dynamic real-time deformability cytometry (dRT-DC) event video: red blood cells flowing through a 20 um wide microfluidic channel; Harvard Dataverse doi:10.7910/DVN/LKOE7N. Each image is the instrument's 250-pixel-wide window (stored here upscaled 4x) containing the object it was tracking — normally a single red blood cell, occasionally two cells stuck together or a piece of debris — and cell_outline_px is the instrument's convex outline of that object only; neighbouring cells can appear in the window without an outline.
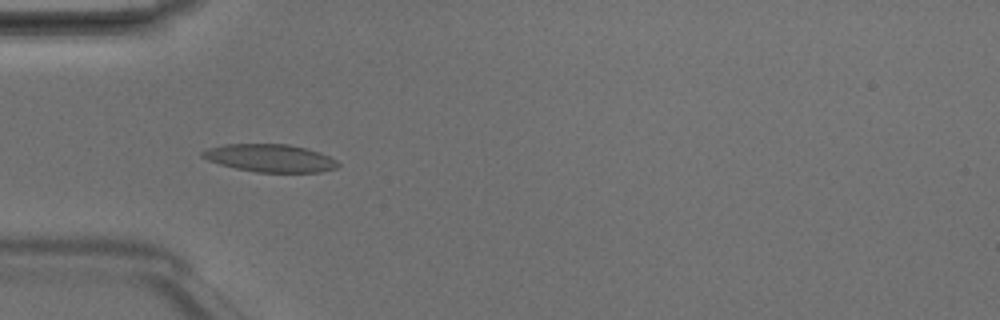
{"species": "Egyptian fruit bat (a non-hibernating species)", "species_latin": "Rousettus aegyptiacus", "temperature_condition": "room temperature", "stored_images_in_passage": 8, "camera_frame_rate_fps": 3000, "um_per_image_px": 0.085, "animal": {"sex": "male"}, "frame": {"image": 1, "passage_image": 4, "time_ms": 1.0, "image_size_px": [1000, 320], "cell_outline_px": [[340, 164], [336, 168], [320, 172], [256, 172], [236, 168], [220, 164], [208, 160], [200, 156], [200, 152], [208, 148], [224, 144], [288, 144], [320, 152], [336, 160]], "centroid_in_image_um": [22.94, 13.43], "position_along_channel_um": 62.1, "area_um2": 21.85}}
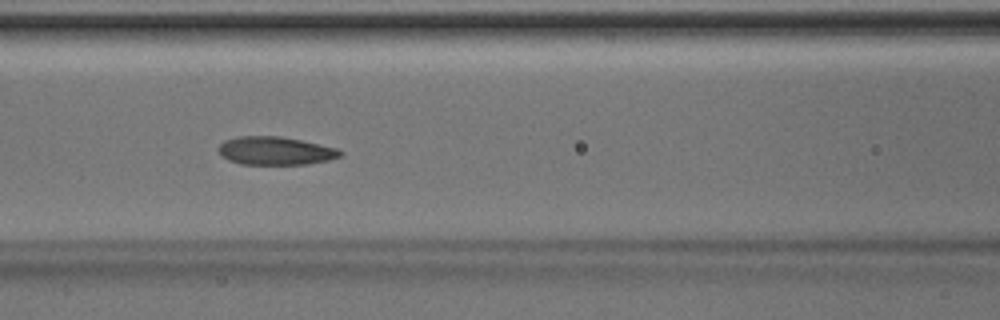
{"frame": {"image": 2, "passage_image": 6, "time_ms": 1.667, "image_size_px": [1000, 320], "cell_outline_px": [[344, 152], [340, 156], [328, 160], [308, 164], [240, 164], [228, 160], [216, 148], [224, 140], [236, 136], [280, 136], [300, 140], [336, 148]], "centroid_in_image_um": [23.38, 12.81], "position_along_channel_um": 143.2, "area_um2": 19.94}}
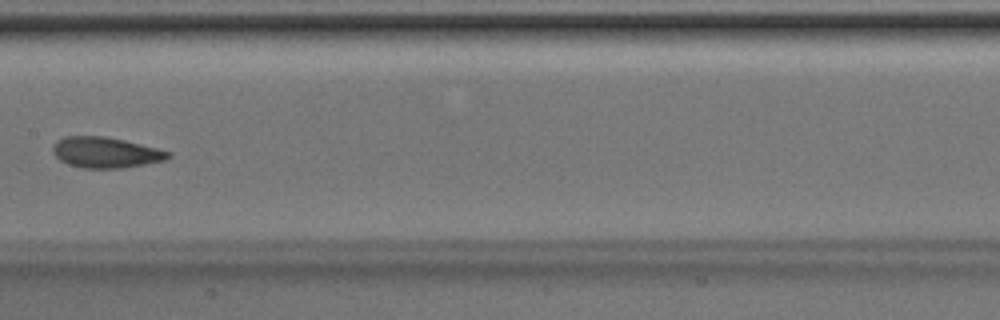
{"frame": {"image": 3, "passage_image": 7, "time_ms": 2.0, "image_size_px": [1000, 320], "cell_outline_px": [[172, 156], [164, 160], [144, 164], [120, 168], [80, 168], [68, 164], [60, 160], [52, 152], [52, 144], [56, 140], [64, 136], [104, 136], [124, 140], [172, 152]], "centroid_in_image_um": [8.94, 12.95], "position_along_channel_um": 198.5, "area_um2": 20.69}}